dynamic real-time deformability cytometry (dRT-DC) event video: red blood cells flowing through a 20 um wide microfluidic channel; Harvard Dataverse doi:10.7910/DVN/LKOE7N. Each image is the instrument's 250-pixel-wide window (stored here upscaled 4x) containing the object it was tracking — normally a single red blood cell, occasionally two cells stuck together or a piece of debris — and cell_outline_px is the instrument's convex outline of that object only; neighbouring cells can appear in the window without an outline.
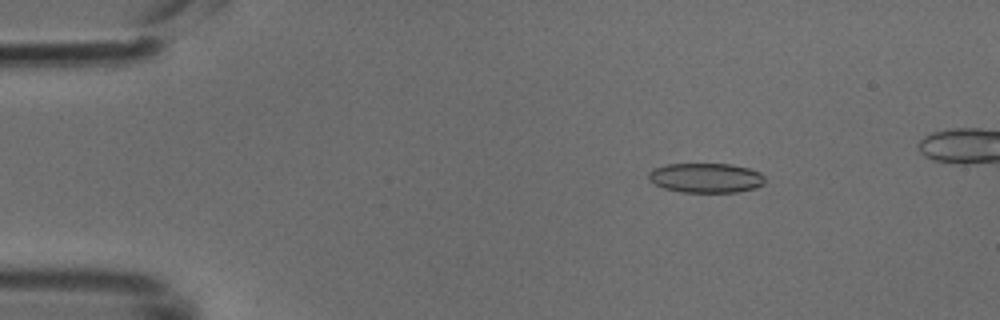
{"species": "common noctule bat (a hibernating species)", "species_latin": "Nyctalus noctula", "temperature_condition": "cold", "stored_images_in_passage": 44, "camera_frame_rate_fps": 3000, "um_per_image_px": 0.085, "animal": {"sex": "male", "body_mass_g": 18.8}, "frame": {"image": 1, "passage_image": 5, "time_ms": 1.333, "image_size_px": [1000, 320], "cell_outline_px": [[764, 184], [756, 188], [736, 192], [680, 192], [664, 188], [648, 180], [648, 172], [652, 168], [668, 164], [732, 164], [748, 168], [760, 172], [764, 176]], "centroid_in_image_um": [59.99, 15.12], "position_along_channel_um": 25.0, "area_um2": 20.23}}
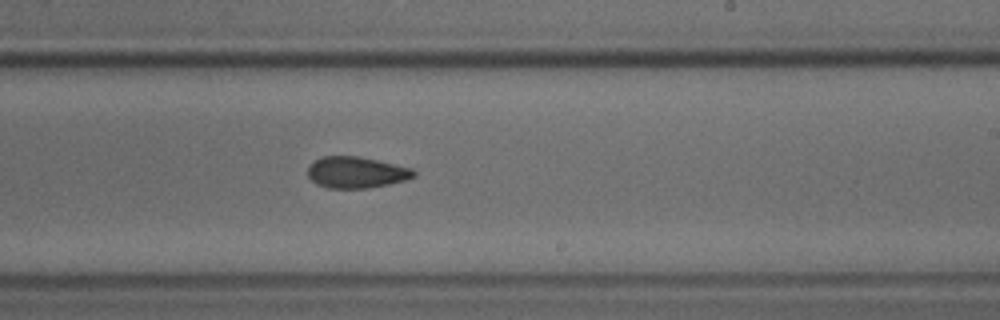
{"frame": {"image": 2, "passage_image": 27, "time_ms": 8.667, "image_size_px": [1000, 320], "cell_outline_px": [[416, 176], [408, 180], [368, 188], [328, 188], [316, 184], [308, 176], [308, 164], [324, 156], [356, 156], [376, 160], [412, 168], [416, 172]], "centroid_in_image_um": [30.29, 14.66], "position_along_channel_um": 258.7, "area_um2": 19.36}}
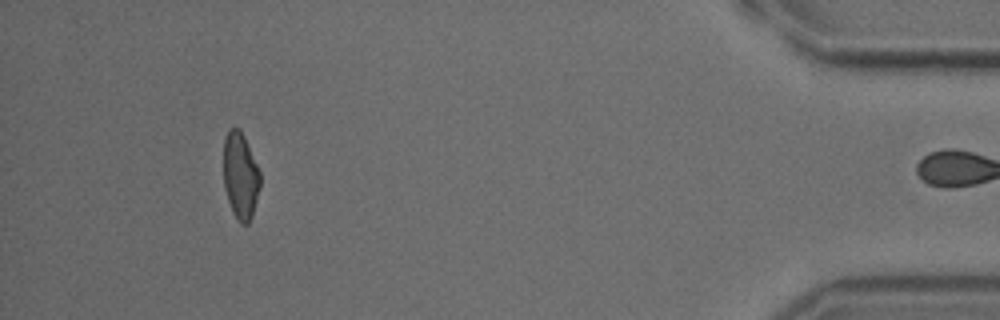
{"frame": {"image": 3, "passage_image": 43, "time_ms": 14.0, "image_size_px": [1000, 320], "cell_outline_px": [[260, 188], [252, 216], [248, 224], [240, 224], [232, 212], [224, 188], [224, 140], [228, 128], [240, 128], [244, 136], [260, 172]], "centroid_in_image_um": [20.43, 14.95], "position_along_channel_um": 414.8, "area_um2": 18.55}}